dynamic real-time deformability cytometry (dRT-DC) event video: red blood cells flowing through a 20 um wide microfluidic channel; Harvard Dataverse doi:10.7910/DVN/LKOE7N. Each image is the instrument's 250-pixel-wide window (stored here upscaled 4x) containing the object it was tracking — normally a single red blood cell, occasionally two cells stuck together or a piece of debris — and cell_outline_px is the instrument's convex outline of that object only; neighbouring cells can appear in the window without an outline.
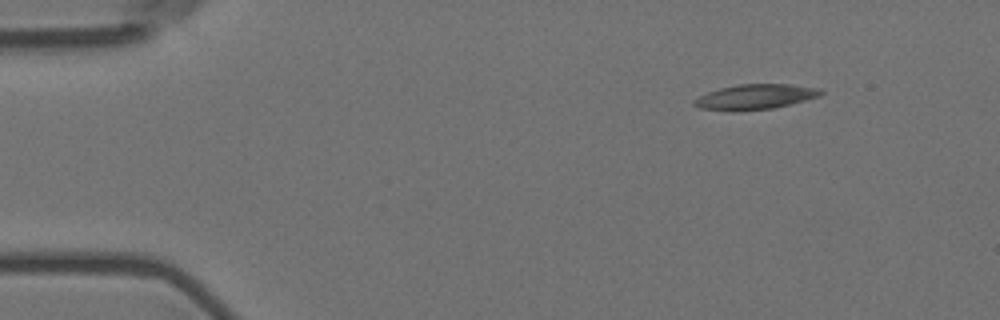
{"species": "Egyptian fruit bat (a non-hibernating species)", "species_latin": "Rousettus aegyptiacus", "temperature_condition": "room temperature", "stored_images_in_passage": 3, "camera_frame_rate_fps": 3000, "um_per_image_px": 0.085, "animal": {"sex": "female"}, "frame": {"image": 1, "passage_image": 1, "time_ms": 0.0, "image_size_px": [1000, 320], "cell_outline_px": [[824, 92], [820, 96], [772, 108], [736, 112], [732, 112], [700, 108], [692, 104], [692, 100], [708, 92], [720, 88], [740, 84], [788, 84], [820, 88]], "centroid_in_image_um": [64.15, 8.24], "position_along_channel_um": 20.8, "area_um2": 18.55}}